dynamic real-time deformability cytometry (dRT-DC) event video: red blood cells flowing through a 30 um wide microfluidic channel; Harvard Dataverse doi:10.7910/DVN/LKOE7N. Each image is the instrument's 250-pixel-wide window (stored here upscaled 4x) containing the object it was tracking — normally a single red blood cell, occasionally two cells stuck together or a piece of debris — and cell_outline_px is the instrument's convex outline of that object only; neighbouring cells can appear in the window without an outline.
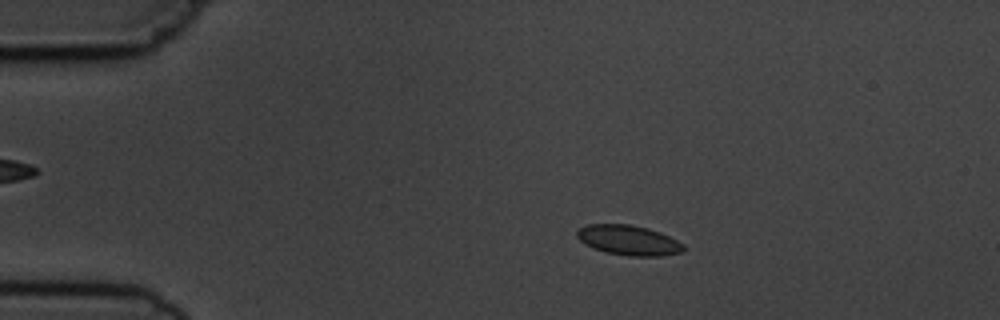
{"species": "common noctule bat (a hibernating species)", "species_latin": "Nyctalus noctula", "temperature_condition": "cold", "stored_images_in_passage": 9, "camera_frame_rate_fps": 3000, "um_per_image_px": 0.085, "animal": {"sex": "male", "body_mass_g": 19.5, "forearm_length_mm": 54.6}, "frame": {"image": 1, "passage_image": 2, "time_ms": 1.333, "image_size_px": [1000, 320], "cell_outline_px": [[684, 248], [680, 252], [660, 256], [628, 256], [604, 252], [592, 248], [580, 240], [576, 236], [576, 232], [580, 228], [588, 224], [628, 224], [648, 228], [660, 232], [684, 244]], "centroid_in_image_um": [53.4, 20.42], "position_along_channel_um": 31.6, "area_um2": 18.55}}
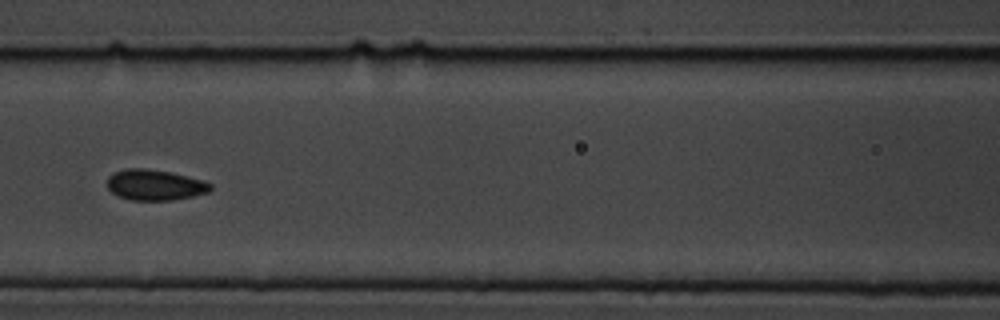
{"frame": {"image": 2, "passage_image": 6, "time_ms": 6.0, "image_size_px": [1000, 320], "cell_outline_px": [[212, 188], [208, 192], [192, 196], [172, 200], [128, 200], [112, 192], [108, 188], [108, 176], [112, 172], [124, 168], [148, 168], [172, 172], [204, 180], [212, 184]], "centroid_in_image_um": [13.16, 15.7], "position_along_channel_um": 153.4, "area_um2": 18.67}}
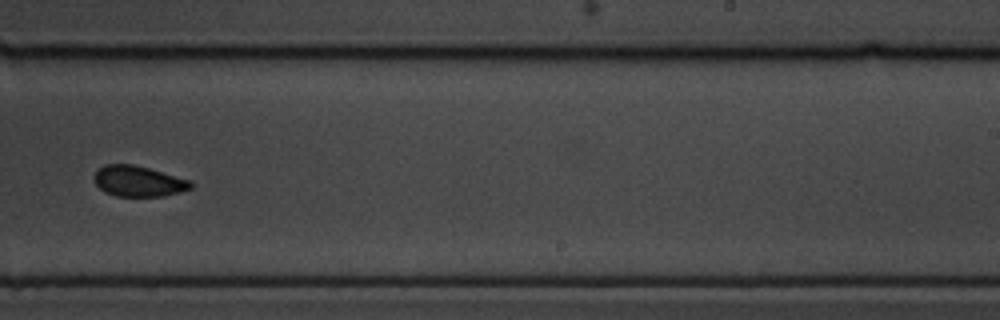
{"frame": {"image": 3, "passage_image": 9, "time_ms": 9.333, "image_size_px": [1000, 320], "cell_outline_px": [[192, 188], [180, 192], [164, 196], [116, 196], [104, 192], [92, 180], [92, 176], [104, 164], [132, 164], [148, 168], [192, 180]], "centroid_in_image_um": [11.75, 15.4], "position_along_channel_um": 277.2, "area_um2": 17.4}}